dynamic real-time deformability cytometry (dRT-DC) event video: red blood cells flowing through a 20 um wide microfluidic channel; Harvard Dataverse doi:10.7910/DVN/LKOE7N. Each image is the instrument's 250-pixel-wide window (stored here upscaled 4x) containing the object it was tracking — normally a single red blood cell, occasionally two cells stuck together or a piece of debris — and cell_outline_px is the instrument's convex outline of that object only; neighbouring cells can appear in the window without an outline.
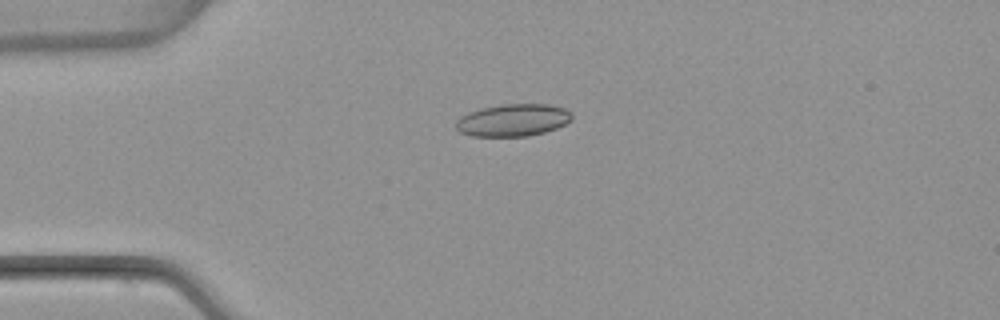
{"species": "common noctule bat (a hibernating species)", "species_latin": "Nyctalus noctula", "temperature_condition": "warm", "stored_images_in_passage": 3, "camera_frame_rate_fps": 3000, "um_per_image_px": 0.085, "animal": {"sex": "female", "body_mass_g": 22.7, "forearm_length_mm": 54.2}, "frame": {"image": 1, "passage_image": 2, "time_ms": 1.333, "image_size_px": [1000, 320], "cell_outline_px": [[572, 120], [556, 128], [544, 132], [528, 136], [472, 136], [460, 132], [456, 128], [456, 120], [460, 116], [468, 112], [480, 108], [504, 104], [548, 104], [564, 108], [572, 116]], "centroid_in_image_um": [43.57, 10.21], "position_along_channel_um": 41.4, "area_um2": 21.79}}